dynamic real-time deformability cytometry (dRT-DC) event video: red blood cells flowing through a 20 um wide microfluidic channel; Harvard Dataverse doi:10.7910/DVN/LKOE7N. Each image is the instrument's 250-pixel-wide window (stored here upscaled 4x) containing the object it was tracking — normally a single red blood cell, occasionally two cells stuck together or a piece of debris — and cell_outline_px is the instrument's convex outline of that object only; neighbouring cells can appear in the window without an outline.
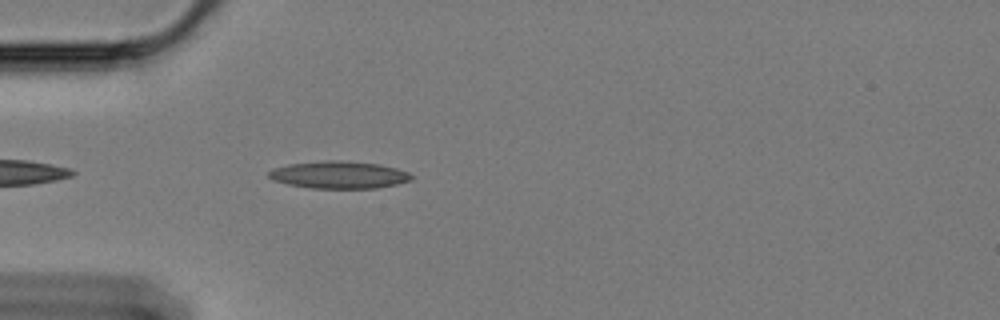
{"species": "Egyptian fruit bat (a non-hibernating species)", "species_latin": "Rousettus aegyptiacus", "temperature_condition": "cold", "stored_images_in_passage": 30, "camera_frame_rate_fps": 3000, "um_per_image_px": 0.085, "animal": {"sex": "female"}, "frame": {"image": 1, "passage_image": 4, "time_ms": 1.0, "image_size_px": [1000, 320], "cell_outline_px": [[416, 176], [412, 180], [396, 184], [376, 188], [312, 188], [288, 184], [272, 180], [268, 176], [268, 172], [276, 168], [288, 164], [328, 160], [340, 160], [376, 164], [396, 168], [408, 172]], "centroid_in_image_um": [28.84, 14.86], "position_along_channel_um": 56.2, "area_um2": 22.6}}
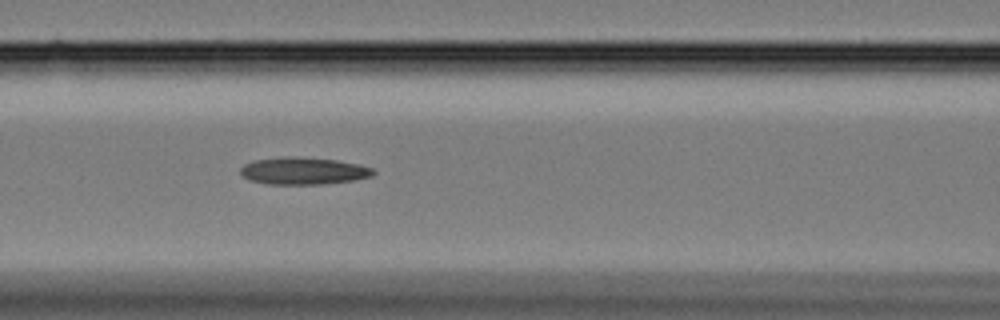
{"frame": {"image": 2, "passage_image": 12, "time_ms": 3.667, "image_size_px": [1000, 320], "cell_outline_px": [[376, 172], [372, 176], [356, 180], [320, 184], [268, 184], [252, 180], [244, 176], [240, 172], [240, 168], [244, 164], [252, 160], [284, 156], [296, 156], [336, 160], [360, 164], [372, 168]], "centroid_in_image_um": [25.81, 14.51], "position_along_channel_um": 140.8, "area_um2": 21.15}}
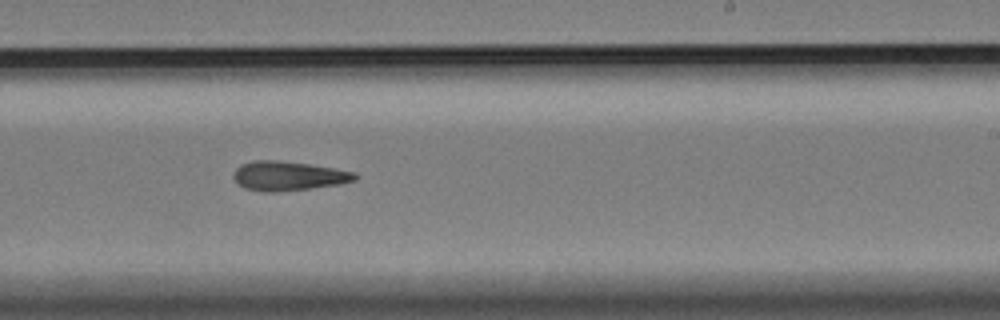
{"frame": {"image": 3, "passage_image": 23, "time_ms": 7.333, "image_size_px": [1000, 320], "cell_outline_px": [[360, 176], [356, 180], [340, 184], [276, 192], [264, 192], [244, 188], [236, 184], [232, 176], [236, 168], [240, 164], [252, 160], [280, 160], [308, 164], [356, 172]], "centroid_in_image_um": [24.47, 14.95], "position_along_channel_um": 264.5, "area_um2": 20.92}}